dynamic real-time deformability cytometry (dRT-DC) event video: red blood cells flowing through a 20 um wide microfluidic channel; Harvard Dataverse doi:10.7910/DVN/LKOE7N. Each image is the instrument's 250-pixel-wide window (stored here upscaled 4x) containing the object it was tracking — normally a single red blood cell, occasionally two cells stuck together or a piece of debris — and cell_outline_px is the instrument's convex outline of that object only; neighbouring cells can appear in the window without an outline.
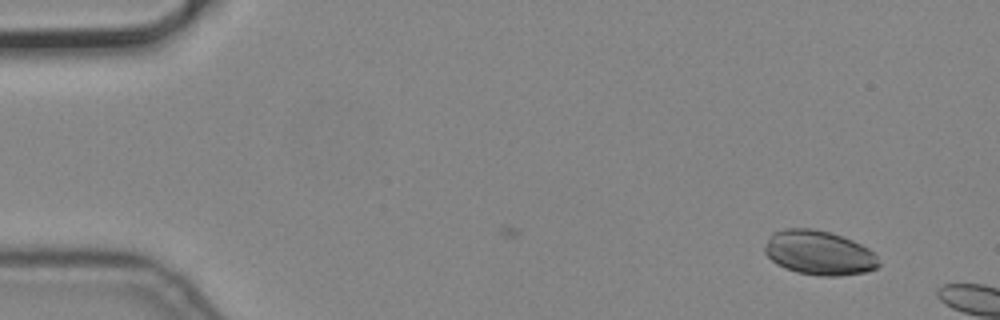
{"species": "common noctule bat (a hibernating species)", "species_latin": "Nyctalus noctula", "temperature_condition": "cold", "stored_images_in_passage": 2, "camera_frame_rate_fps": 3000, "um_per_image_px": 0.085, "animal": {"sex": "male", "body_mass_g": 19.2, "forearm_length_mm": 51.8}, "frame": {"image": 1, "passage_image": 2, "time_ms": 0.333, "image_size_px": [1000, 320], "cell_outline_px": [[880, 264], [876, 268], [864, 272], [840, 276], [820, 276], [796, 272], [784, 268], [776, 264], [764, 252], [764, 248], [768, 236], [772, 232], [784, 228], [812, 228], [828, 232], [852, 240], [868, 248], [876, 256]], "centroid_in_image_um": [69.57, 21.49], "position_along_channel_um": 15.4, "area_um2": 29.54}}